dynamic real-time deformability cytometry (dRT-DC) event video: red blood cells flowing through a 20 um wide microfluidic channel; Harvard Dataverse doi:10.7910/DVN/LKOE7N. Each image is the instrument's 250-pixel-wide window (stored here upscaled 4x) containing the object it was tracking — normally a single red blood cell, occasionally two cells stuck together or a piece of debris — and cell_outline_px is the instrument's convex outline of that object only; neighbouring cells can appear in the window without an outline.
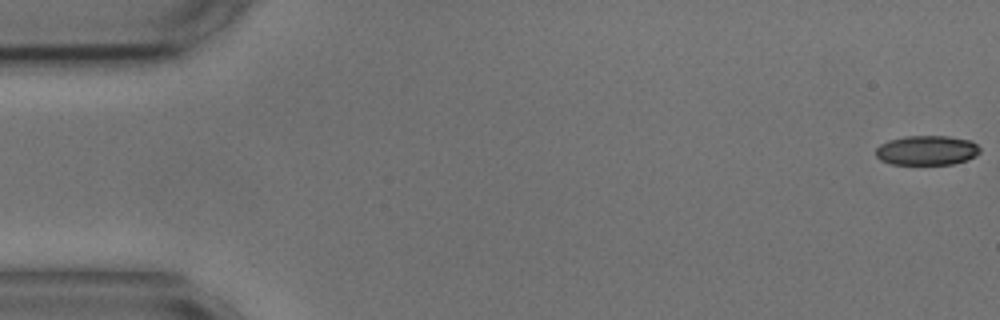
{"species": "common noctule bat (a hibernating species)", "species_latin": "Nyctalus noctula", "temperature_condition": "cold", "stored_images_in_passage": 54, "camera_frame_rate_fps": 3000, "um_per_image_px": 0.085, "animal": {"sex": "male", "body_mass_g": 17.9, "forearm_length_mm": 54.2}, "frame": {"image": 1, "passage_image": 1, "time_ms": 0.0, "image_size_px": [1000, 320], "cell_outline_px": [[980, 152], [976, 156], [952, 164], [892, 164], [880, 160], [876, 156], [876, 148], [880, 144], [888, 140], [908, 136], [948, 136], [972, 140], [980, 148]], "centroid_in_image_um": [78.78, 12.77], "position_along_channel_um": 6.2, "area_um2": 17.98}}
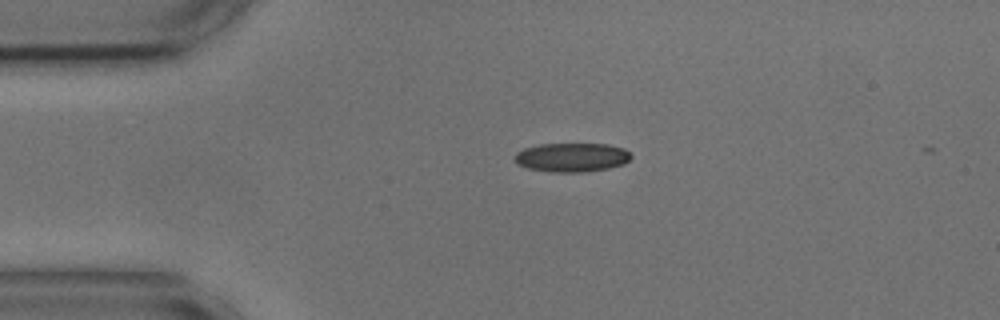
{"frame": {"image": 2, "passage_image": 12, "time_ms": 3.667, "image_size_px": [1000, 320], "cell_outline_px": [[632, 156], [624, 164], [608, 168], [584, 172], [552, 172], [528, 168], [516, 164], [516, 152], [524, 148], [540, 144], [608, 144], [624, 148]], "centroid_in_image_um": [48.61, 13.37], "position_along_channel_um": 36.4, "area_um2": 19.59}}
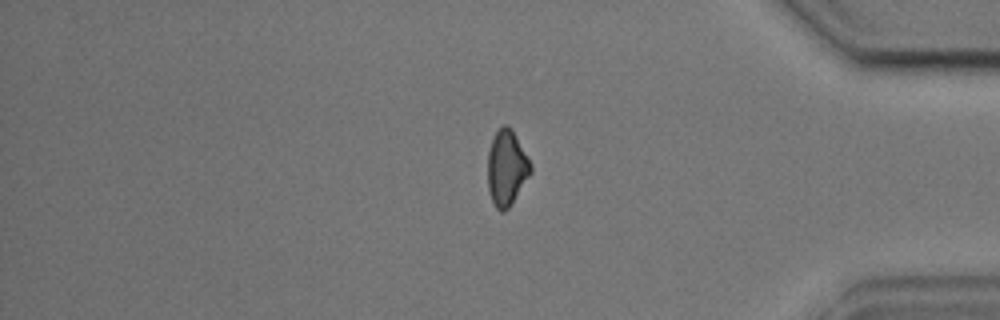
{"frame": {"image": 3, "passage_image": 46, "time_ms": 15.0, "image_size_px": [1000, 320], "cell_outline_px": [[532, 172], [508, 208], [504, 212], [500, 212], [496, 208], [492, 200], [488, 188], [488, 152], [492, 140], [496, 132], [504, 124], [508, 124], [512, 128], [532, 164]], "centroid_in_image_um": [43.07, 14.25], "position_along_channel_um": 392.1, "area_um2": 18.84}, "authors_computed_cell_mechanics": {"area_um2": 19.1607, "velocity_mm_per_s": 3.6295, "shape_relaxation_time_tau1_ms": 4.0533, "shape_relaxation_time_tau2_ms": 7.3414, "deformation_change_tau1": 0.0928, "deformation_change_tau2": 0.14}}